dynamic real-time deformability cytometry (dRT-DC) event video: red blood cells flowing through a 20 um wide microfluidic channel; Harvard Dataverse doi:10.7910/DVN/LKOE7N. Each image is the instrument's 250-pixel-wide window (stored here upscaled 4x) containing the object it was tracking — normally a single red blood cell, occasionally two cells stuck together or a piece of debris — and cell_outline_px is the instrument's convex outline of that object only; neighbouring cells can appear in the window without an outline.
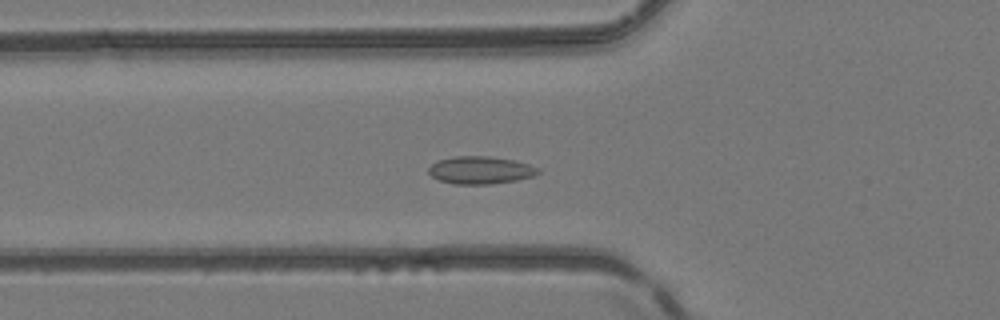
{"species": "common noctule bat (a hibernating species)", "species_latin": "Nyctalus noctula", "temperature_condition": "room temperature", "stored_images_in_passage": 49, "camera_frame_rate_fps": 3000, "um_per_image_px": 0.085, "animal": {"sex": "female", "body_mass_g": 24.6, "forearm_length_mm": 56.2}, "frame": {"image": 1, "passage_image": 17, "time_ms": 5.333, "image_size_px": [1000, 320], "cell_outline_px": [[540, 172], [532, 176], [516, 180], [492, 184], [456, 184], [440, 180], [432, 176], [428, 172], [428, 168], [432, 164], [440, 160], [456, 156], [488, 156], [512, 160], [528, 164], [540, 168]], "centroid_in_image_um": [40.85, 14.46], "position_along_channel_um": 85.0, "area_um2": 17.4}}
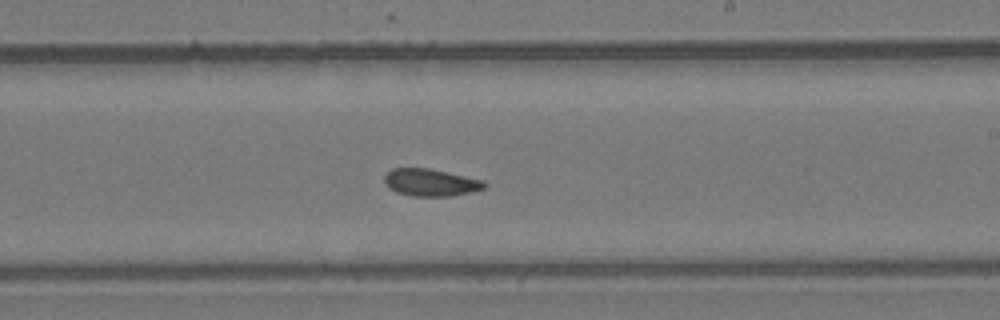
{"frame": {"image": 2, "passage_image": 29, "time_ms": 9.333, "image_size_px": [1000, 320], "cell_outline_px": [[488, 184], [484, 188], [472, 192], [452, 196], [412, 196], [396, 192], [388, 188], [384, 184], [384, 176], [392, 168], [428, 168], [484, 180]], "centroid_in_image_um": [36.6, 15.52], "position_along_channel_um": 252.4, "area_um2": 16.01}}
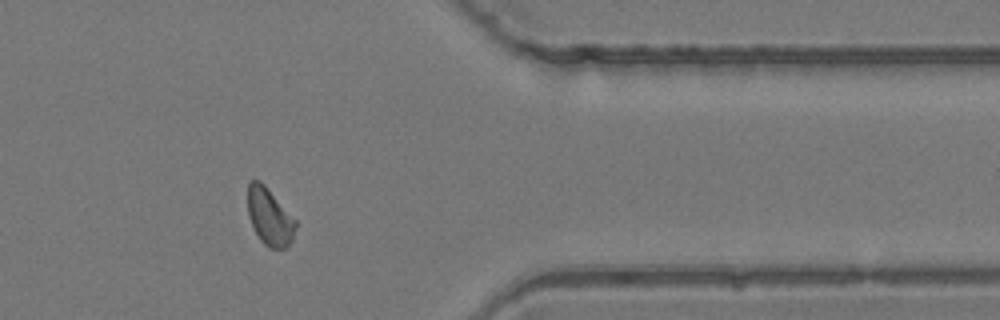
{"frame": {"image": 3, "passage_image": 40, "time_ms": 13.0, "image_size_px": [1000, 320], "cell_outline_px": [[296, 228], [292, 240], [284, 248], [268, 248], [260, 240], [248, 216], [248, 184], [252, 180], [260, 180], [264, 184], [296, 220]], "centroid_in_image_um": [22.91, 18.42], "position_along_channel_um": 388.5, "area_um2": 15.78}, "authors_computed_cell_mechanics": {"area_um2": 16.2996, "velocity_mm_per_s": 4.184, "shape_relaxation_time_tau1_ms": null, "shape_relaxation_time_tau2_ms": 1.9349, "deformation_change_tau1": null, "deformation_change_tau2": 0.0518}}